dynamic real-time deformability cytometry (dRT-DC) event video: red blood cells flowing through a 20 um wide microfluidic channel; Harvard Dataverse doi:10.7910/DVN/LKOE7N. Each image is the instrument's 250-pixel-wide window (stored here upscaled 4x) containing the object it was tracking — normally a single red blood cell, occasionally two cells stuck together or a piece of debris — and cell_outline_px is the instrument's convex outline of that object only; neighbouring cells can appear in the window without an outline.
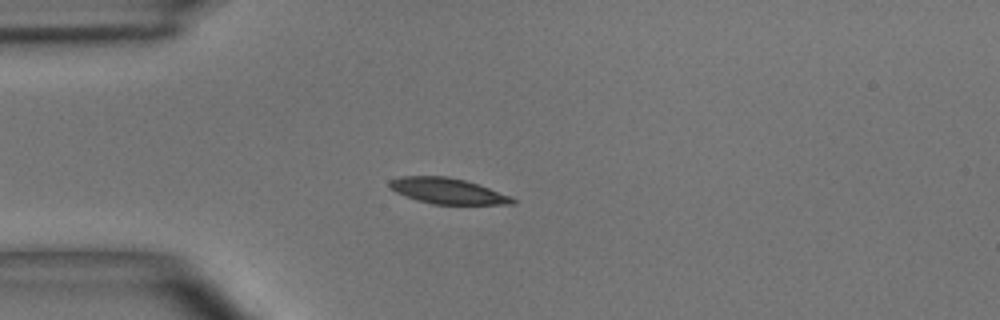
{"species": "common noctule bat (a hibernating species)", "species_latin": "Nyctalus noctula", "temperature_condition": "room temperature", "stored_images_in_passage": 38, "camera_frame_rate_fps": 3000, "um_per_image_px": 0.085, "animal": {"sex": "male", "body_mass_g": 15.6}, "frame": {"image": 1, "passage_image": 1, "time_ms": 0.0, "image_size_px": [1000, 320], "cell_outline_px": [[516, 204], [432, 204], [416, 200], [404, 196], [396, 192], [388, 184], [388, 180], [400, 176], [448, 176], [464, 180], [512, 196], [516, 200]], "centroid_in_image_um": [38.02, 16.23], "position_along_channel_um": 47.0, "area_um2": 18.44}}
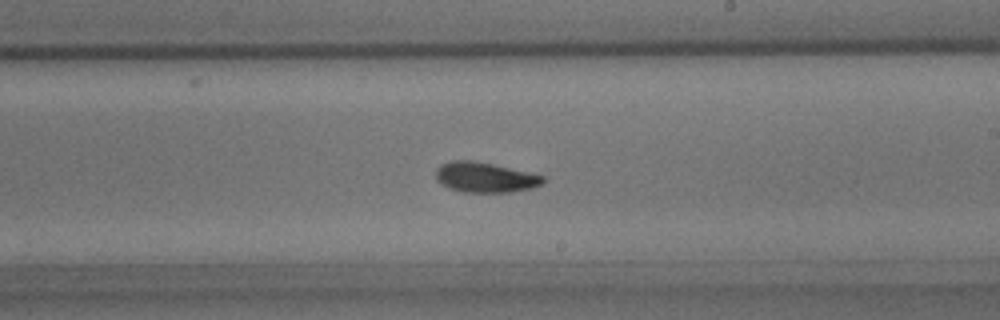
{"frame": {"image": 2, "passage_image": 17, "time_ms": 5.333, "image_size_px": [1000, 320], "cell_outline_px": [[544, 184], [532, 188], [512, 192], [464, 192], [448, 188], [440, 184], [436, 180], [436, 168], [440, 164], [448, 160], [472, 160], [492, 164], [528, 172], [544, 176]], "centroid_in_image_um": [41.19, 15.07], "position_along_channel_um": 247.8, "area_um2": 19.02}}
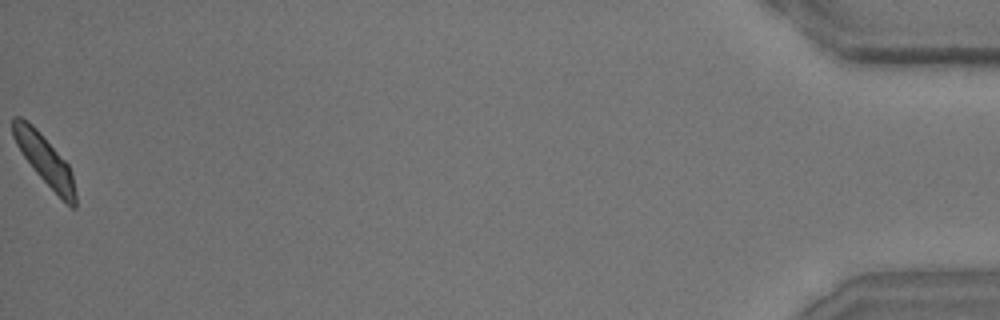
{"frame": {"image": 3, "passage_image": 38, "time_ms": 12.333, "image_size_px": [1000, 320], "cell_outline_px": [[76, 208], [72, 208], [36, 172], [24, 156], [16, 144], [12, 136], [12, 116], [20, 116], [32, 124], [36, 128], [68, 164], [72, 172], [76, 192]], "centroid_in_image_um": [3.79, 13.55], "position_along_channel_um": 431.4, "area_um2": 17.74}, "authors_computed_cell_mechanics": {"area_um2": 18.4382, "velocity_mm_per_s": 4.0296, "shape_relaxation_time_tau1_ms": 2.7089, "shape_relaxation_time_tau2_ms": 2.4483, "deformation_change_tau1": 0.0988, "deformation_change_tau2": 0.0784}}